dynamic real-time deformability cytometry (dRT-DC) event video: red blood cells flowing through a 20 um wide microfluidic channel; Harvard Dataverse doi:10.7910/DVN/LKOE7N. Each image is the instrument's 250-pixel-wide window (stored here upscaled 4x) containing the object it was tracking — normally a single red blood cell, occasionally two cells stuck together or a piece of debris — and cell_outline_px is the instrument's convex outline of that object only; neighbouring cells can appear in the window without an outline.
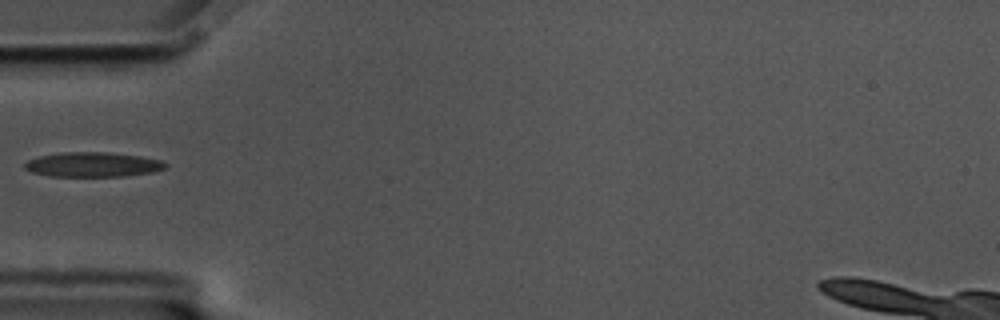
{"species": "common noctule bat (a hibernating species)", "species_latin": "Nyctalus noctula", "temperature_condition": "cold", "stored_images_in_passage": 38, "camera_frame_rate_fps": 3000, "um_per_image_px": 0.085, "animal": {"sex": "male", "body_mass_g": 17.5, "forearm_length_mm": 52.3}, "frame": {"image": 1, "passage_image": 1, "time_ms": 0.0, "image_size_px": [1000, 320], "cell_outline_px": [[168, 168], [152, 172], [124, 176], [52, 176], [32, 172], [24, 168], [24, 164], [28, 160], [40, 156], [60, 152], [108, 152], [140, 156], [164, 160], [168, 164]], "centroid_in_image_um": [7.94, 13.98], "position_along_channel_um": 77.1, "area_um2": 20.35}}
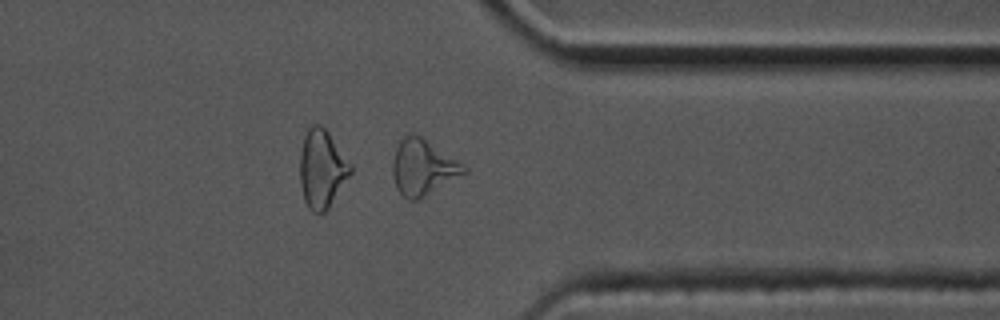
{"frame": {"image": 2, "passage_image": 27, "time_ms": 8.667, "image_size_px": [1000, 320], "cell_outline_px": [[468, 172], [420, 200], [408, 200], [396, 188], [392, 176], [392, 160], [396, 148], [400, 140], [404, 136], [412, 132], [420, 136], [468, 168]], "centroid_in_image_um": [35.92, 14.26], "position_along_channel_um": 375.5, "area_um2": 23.12}}